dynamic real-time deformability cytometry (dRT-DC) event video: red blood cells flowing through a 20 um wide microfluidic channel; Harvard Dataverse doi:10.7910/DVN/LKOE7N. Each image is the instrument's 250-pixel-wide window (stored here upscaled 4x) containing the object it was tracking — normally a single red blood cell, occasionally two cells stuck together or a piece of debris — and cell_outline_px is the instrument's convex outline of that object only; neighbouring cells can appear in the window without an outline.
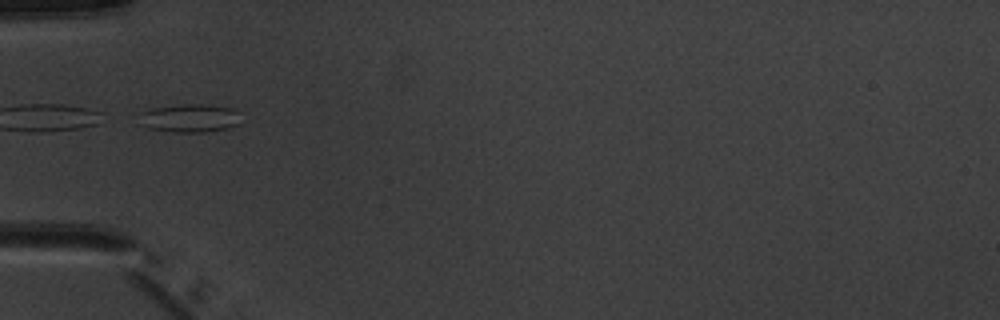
{"species": "common noctule bat (a hibernating species)", "species_latin": "Nyctalus noctula", "temperature_condition": "warm", "stored_images_in_passage": 6, "camera_frame_rate_fps": 3000, "um_per_image_px": 0.085, "animal": {"sex": "male", "body_mass_g": 20.1, "forearm_length_mm": 53.5}, "frame": {"image": 1, "passage_image": 5, "time_ms": 5.667, "image_size_px": [1000, 320], "cell_outline_px": [[240, 124], [228, 128], [204, 132], [172, 132], [148, 128], [136, 124], [136, 112], [152, 108], [184, 104], [200, 104], [232, 108], [240, 112]], "centroid_in_image_um": [16.03, 10.04], "position_along_channel_um": 69.0, "area_um2": 17.34}}
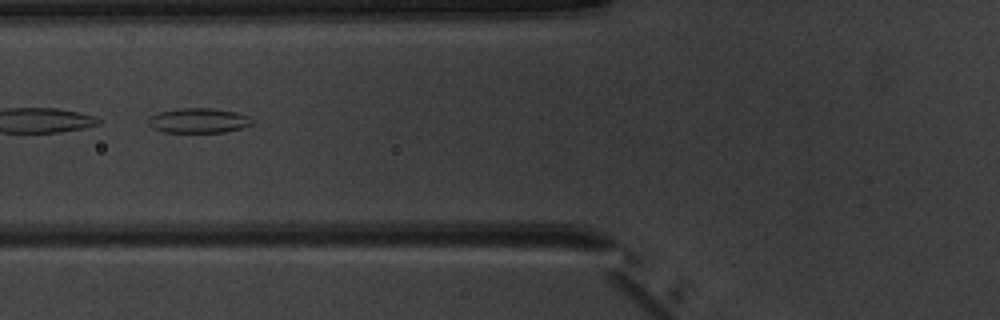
{"frame": {"image": 2, "passage_image": 6, "time_ms": 6.667, "image_size_px": [1000, 320], "cell_outline_px": [[252, 124], [240, 128], [224, 132], [164, 132], [152, 128], [148, 124], [148, 116], [160, 112], [180, 108], [212, 108], [236, 112], [248, 116], [252, 120]], "centroid_in_image_um": [16.84, 10.24], "position_along_channel_um": 109.0, "area_um2": 14.97}}